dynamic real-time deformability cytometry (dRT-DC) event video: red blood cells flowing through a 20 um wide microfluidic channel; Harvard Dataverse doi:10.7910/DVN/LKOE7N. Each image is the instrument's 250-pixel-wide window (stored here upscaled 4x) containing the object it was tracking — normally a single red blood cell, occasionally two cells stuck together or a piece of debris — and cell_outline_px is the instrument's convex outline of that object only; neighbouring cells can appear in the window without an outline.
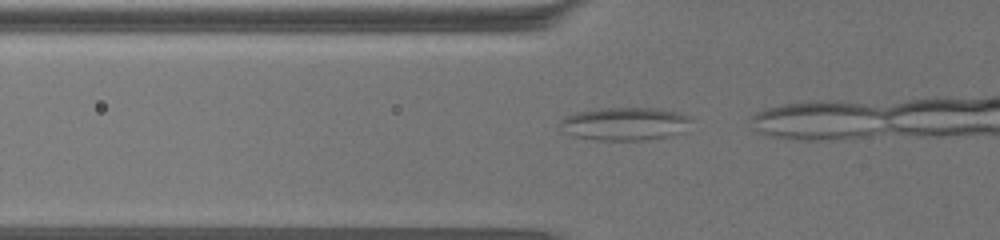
{"species": "common noctule bat (a hibernating species)", "species_latin": "Nyctalus noctula", "temperature_condition": "warm", "stored_images_in_passage": 28, "camera_frame_rate_fps": 3000, "um_per_image_px": 0.085, "animal": {"sex": "female", "body_mass_g": 19.5, "forearm_length_mm": 54.1}, "frame": {"image": 1, "passage_image": 16, "time_ms": 5.0, "image_size_px": [1000, 240], "cell_outline_px": [[692, 120], [680, 132], [668, 136], [648, 140], [600, 140], [572, 136], [560, 124], [560, 120], [564, 116], [576, 112], [596, 108], [660, 108], [680, 112], [688, 116]], "centroid_in_image_um": [53.11, 10.51], "position_along_channel_um": 72.7, "area_um2": 25.2}}